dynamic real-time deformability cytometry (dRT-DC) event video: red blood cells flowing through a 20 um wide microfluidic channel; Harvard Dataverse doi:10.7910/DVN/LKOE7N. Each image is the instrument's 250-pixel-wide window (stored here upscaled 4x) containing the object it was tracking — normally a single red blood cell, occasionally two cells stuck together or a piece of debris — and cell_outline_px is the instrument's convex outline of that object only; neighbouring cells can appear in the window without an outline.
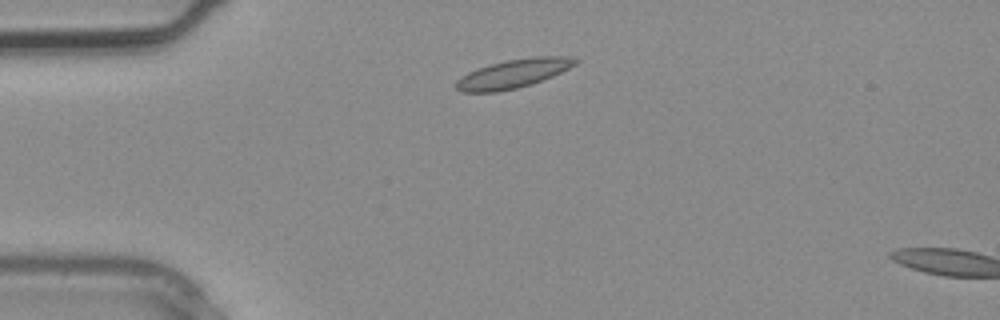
{"species": "common noctule bat (a hibernating species)", "species_latin": "Nyctalus noctula", "temperature_condition": "warm", "stored_images_in_passage": 2, "camera_frame_rate_fps": 3000, "um_per_image_px": 0.085, "animal": {"sex": "male", "body_mass_g": 20.4}, "frame": {"image": 1, "passage_image": 1, "time_ms": 0.0, "image_size_px": [1000, 320], "cell_outline_px": [[580, 60], [576, 64], [552, 76], [532, 84], [516, 88], [496, 92], [460, 92], [456, 88], [456, 80], [460, 76], [476, 68], [508, 60], [536, 56], [572, 56]], "centroid_in_image_um": [43.62, 6.26], "position_along_channel_um": 41.4, "area_um2": 19.94}}